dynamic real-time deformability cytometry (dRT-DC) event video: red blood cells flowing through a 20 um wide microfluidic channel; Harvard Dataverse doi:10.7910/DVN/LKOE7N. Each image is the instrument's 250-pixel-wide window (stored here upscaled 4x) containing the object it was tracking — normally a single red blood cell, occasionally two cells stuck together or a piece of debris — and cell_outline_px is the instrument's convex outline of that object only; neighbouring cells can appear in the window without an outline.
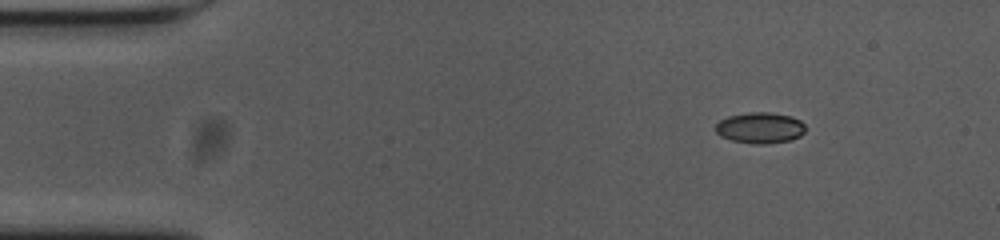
{"species": "common noctule bat (a hibernating species)", "species_latin": "Nyctalus noctula", "temperature_condition": "cold", "stored_images_in_passage": 54, "camera_frame_rate_fps": 3000, "um_per_image_px": 0.085, "animal": {"sex": "female", "body_mass_g": 23.0, "forearm_length_mm": 53.4}, "frame": {"image": 1, "passage_image": 6, "time_ms": 1.667, "image_size_px": [1000, 240], "cell_outline_px": [[804, 132], [800, 136], [792, 140], [764, 144], [756, 144], [732, 140], [720, 136], [716, 132], [716, 124], [720, 120], [728, 116], [748, 112], [772, 112], [792, 116], [800, 120], [804, 124]], "centroid_in_image_um": [64.62, 10.86], "position_along_channel_um": 20.4, "area_um2": 16.3}}
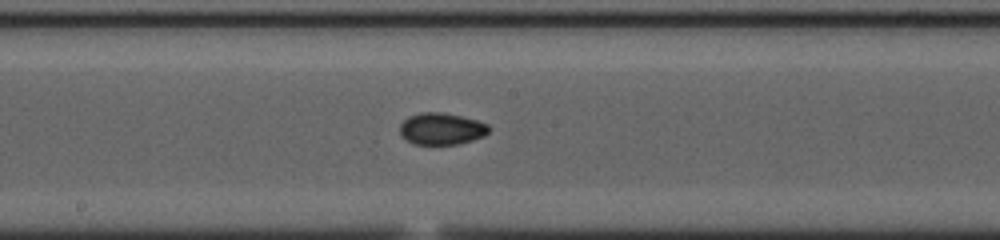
{"frame": {"image": 2, "passage_image": 28, "time_ms": 9.0, "image_size_px": [1000, 240], "cell_outline_px": [[492, 128], [484, 136], [472, 140], [456, 144], [412, 144], [400, 136], [400, 124], [408, 116], [420, 112], [444, 112], [476, 120], [488, 124]], "centroid_in_image_um": [37.51, 10.94], "position_along_channel_um": 210.7, "area_um2": 16.65}}
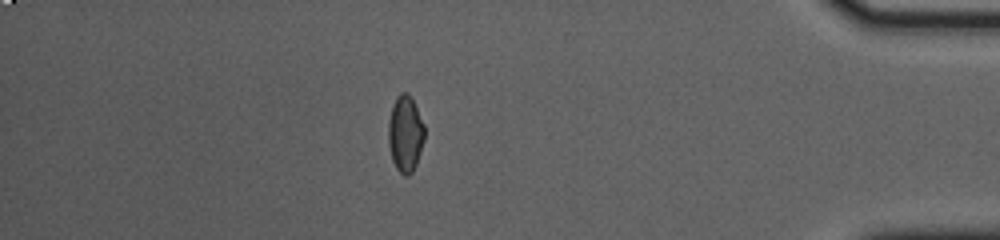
{"frame": {"image": 3, "passage_image": 47, "time_ms": 15.333, "image_size_px": [1000, 240], "cell_outline_px": [[424, 140], [416, 164], [412, 172], [408, 176], [404, 176], [396, 168], [392, 160], [388, 144], [388, 124], [392, 104], [396, 96], [400, 92], [408, 92], [424, 124]], "centroid_in_image_um": [34.43, 11.36], "position_along_channel_um": 400.8, "area_um2": 16.13}, "authors_computed_cell_mechanics": {"area_um2": 16.1262, "velocity_mm_per_s": 3.6933, "shape_relaxation_time_tau1_ms": 9.7906, "shape_relaxation_time_tau2_ms": 0.8785, "deformation_change_tau1": 0.1816, "deformation_change_tau2": 0.0349}}